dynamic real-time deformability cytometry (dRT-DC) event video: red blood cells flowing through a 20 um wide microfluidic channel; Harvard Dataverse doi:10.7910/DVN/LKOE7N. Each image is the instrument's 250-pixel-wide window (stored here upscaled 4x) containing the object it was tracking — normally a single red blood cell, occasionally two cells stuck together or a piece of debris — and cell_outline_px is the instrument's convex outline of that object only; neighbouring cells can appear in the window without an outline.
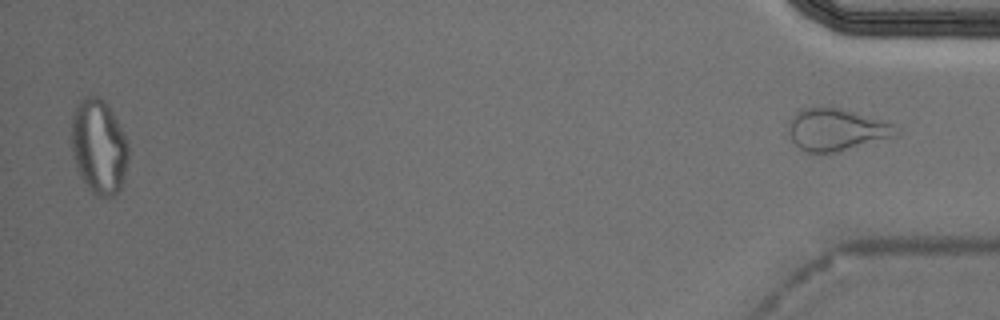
{"species": "Egyptian fruit bat (a non-hibernating species)", "species_latin": "Rousettus aegyptiacus", "temperature_condition": "cold", "stored_images_in_passage": 53, "segment_of_instrument_passage": [2, 2], "camera_frame_rate_fps": 3000, "um_per_image_px": 0.085, "animal": {"sex": "male"}, "frame": {"image": 1, "passage_image": 53, "time_ms": 17.333, "image_size_px": [1000, 320], "cell_outline_px": [[900, 136], [836, 152], [808, 152], [800, 148], [792, 140], [788, 132], [788, 124], [792, 116], [796, 112], [804, 108], [840, 108], [856, 112], [896, 124], [900, 128]], "centroid_in_image_um": [71.17, 11.02], "position_along_channel_um": 364.0, "area_um2": 26.59}}